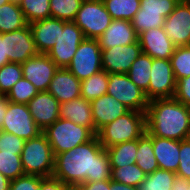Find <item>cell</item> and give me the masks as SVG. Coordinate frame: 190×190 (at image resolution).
I'll return each mask as SVG.
<instances>
[{
  "label": "cell",
  "instance_id": "obj_17",
  "mask_svg": "<svg viewBox=\"0 0 190 190\" xmlns=\"http://www.w3.org/2000/svg\"><path fill=\"white\" fill-rule=\"evenodd\" d=\"M138 41L143 53L157 59H170L176 48L163 27L142 32L138 35Z\"/></svg>",
  "mask_w": 190,
  "mask_h": 190
},
{
  "label": "cell",
  "instance_id": "obj_34",
  "mask_svg": "<svg viewBox=\"0 0 190 190\" xmlns=\"http://www.w3.org/2000/svg\"><path fill=\"white\" fill-rule=\"evenodd\" d=\"M0 173L10 181L25 175L21 154L0 151Z\"/></svg>",
  "mask_w": 190,
  "mask_h": 190
},
{
  "label": "cell",
  "instance_id": "obj_20",
  "mask_svg": "<svg viewBox=\"0 0 190 190\" xmlns=\"http://www.w3.org/2000/svg\"><path fill=\"white\" fill-rule=\"evenodd\" d=\"M33 41L39 53L47 52L55 45V40L63 29L64 21L49 17L29 24Z\"/></svg>",
  "mask_w": 190,
  "mask_h": 190
},
{
  "label": "cell",
  "instance_id": "obj_31",
  "mask_svg": "<svg viewBox=\"0 0 190 190\" xmlns=\"http://www.w3.org/2000/svg\"><path fill=\"white\" fill-rule=\"evenodd\" d=\"M18 3L28 24L51 17L50 0H19Z\"/></svg>",
  "mask_w": 190,
  "mask_h": 190
},
{
  "label": "cell",
  "instance_id": "obj_30",
  "mask_svg": "<svg viewBox=\"0 0 190 190\" xmlns=\"http://www.w3.org/2000/svg\"><path fill=\"white\" fill-rule=\"evenodd\" d=\"M176 173L163 169H156L146 175L145 179L137 187L138 190H172Z\"/></svg>",
  "mask_w": 190,
  "mask_h": 190
},
{
  "label": "cell",
  "instance_id": "obj_36",
  "mask_svg": "<svg viewBox=\"0 0 190 190\" xmlns=\"http://www.w3.org/2000/svg\"><path fill=\"white\" fill-rule=\"evenodd\" d=\"M170 62L176 81L190 76V46L176 47Z\"/></svg>",
  "mask_w": 190,
  "mask_h": 190
},
{
  "label": "cell",
  "instance_id": "obj_47",
  "mask_svg": "<svg viewBox=\"0 0 190 190\" xmlns=\"http://www.w3.org/2000/svg\"><path fill=\"white\" fill-rule=\"evenodd\" d=\"M189 184V180L176 176L175 181L172 185V190H188Z\"/></svg>",
  "mask_w": 190,
  "mask_h": 190
},
{
  "label": "cell",
  "instance_id": "obj_35",
  "mask_svg": "<svg viewBox=\"0 0 190 190\" xmlns=\"http://www.w3.org/2000/svg\"><path fill=\"white\" fill-rule=\"evenodd\" d=\"M38 93V89L29 80L22 77L14 84L6 98L12 103L28 104Z\"/></svg>",
  "mask_w": 190,
  "mask_h": 190
},
{
  "label": "cell",
  "instance_id": "obj_51",
  "mask_svg": "<svg viewBox=\"0 0 190 190\" xmlns=\"http://www.w3.org/2000/svg\"><path fill=\"white\" fill-rule=\"evenodd\" d=\"M10 180L0 173V190H9Z\"/></svg>",
  "mask_w": 190,
  "mask_h": 190
},
{
  "label": "cell",
  "instance_id": "obj_38",
  "mask_svg": "<svg viewBox=\"0 0 190 190\" xmlns=\"http://www.w3.org/2000/svg\"><path fill=\"white\" fill-rule=\"evenodd\" d=\"M180 0H140V14L162 15L166 18Z\"/></svg>",
  "mask_w": 190,
  "mask_h": 190
},
{
  "label": "cell",
  "instance_id": "obj_5",
  "mask_svg": "<svg viewBox=\"0 0 190 190\" xmlns=\"http://www.w3.org/2000/svg\"><path fill=\"white\" fill-rule=\"evenodd\" d=\"M55 156L46 136L25 140L21 153L22 167L25 174L52 177Z\"/></svg>",
  "mask_w": 190,
  "mask_h": 190
},
{
  "label": "cell",
  "instance_id": "obj_11",
  "mask_svg": "<svg viewBox=\"0 0 190 190\" xmlns=\"http://www.w3.org/2000/svg\"><path fill=\"white\" fill-rule=\"evenodd\" d=\"M176 82L170 59L153 58L146 97L149 101L174 98Z\"/></svg>",
  "mask_w": 190,
  "mask_h": 190
},
{
  "label": "cell",
  "instance_id": "obj_25",
  "mask_svg": "<svg viewBox=\"0 0 190 190\" xmlns=\"http://www.w3.org/2000/svg\"><path fill=\"white\" fill-rule=\"evenodd\" d=\"M138 139L123 142L106 148L111 168L123 167L128 164H136Z\"/></svg>",
  "mask_w": 190,
  "mask_h": 190
},
{
  "label": "cell",
  "instance_id": "obj_24",
  "mask_svg": "<svg viewBox=\"0 0 190 190\" xmlns=\"http://www.w3.org/2000/svg\"><path fill=\"white\" fill-rule=\"evenodd\" d=\"M27 25L18 2L11 0L0 6V34L13 32Z\"/></svg>",
  "mask_w": 190,
  "mask_h": 190
},
{
  "label": "cell",
  "instance_id": "obj_22",
  "mask_svg": "<svg viewBox=\"0 0 190 190\" xmlns=\"http://www.w3.org/2000/svg\"><path fill=\"white\" fill-rule=\"evenodd\" d=\"M152 145L159 169L177 172L180 141L152 136Z\"/></svg>",
  "mask_w": 190,
  "mask_h": 190
},
{
  "label": "cell",
  "instance_id": "obj_39",
  "mask_svg": "<svg viewBox=\"0 0 190 190\" xmlns=\"http://www.w3.org/2000/svg\"><path fill=\"white\" fill-rule=\"evenodd\" d=\"M165 18L162 15L140 14V9L131 20L137 35L152 28L163 27Z\"/></svg>",
  "mask_w": 190,
  "mask_h": 190
},
{
  "label": "cell",
  "instance_id": "obj_52",
  "mask_svg": "<svg viewBox=\"0 0 190 190\" xmlns=\"http://www.w3.org/2000/svg\"><path fill=\"white\" fill-rule=\"evenodd\" d=\"M9 1H11V0H0V6L8 3Z\"/></svg>",
  "mask_w": 190,
  "mask_h": 190
},
{
  "label": "cell",
  "instance_id": "obj_37",
  "mask_svg": "<svg viewBox=\"0 0 190 190\" xmlns=\"http://www.w3.org/2000/svg\"><path fill=\"white\" fill-rule=\"evenodd\" d=\"M22 77V67L19 63L9 62L0 67V94L7 95Z\"/></svg>",
  "mask_w": 190,
  "mask_h": 190
},
{
  "label": "cell",
  "instance_id": "obj_42",
  "mask_svg": "<svg viewBox=\"0 0 190 190\" xmlns=\"http://www.w3.org/2000/svg\"><path fill=\"white\" fill-rule=\"evenodd\" d=\"M40 176L25 174L10 181L9 190H39Z\"/></svg>",
  "mask_w": 190,
  "mask_h": 190
},
{
  "label": "cell",
  "instance_id": "obj_44",
  "mask_svg": "<svg viewBox=\"0 0 190 190\" xmlns=\"http://www.w3.org/2000/svg\"><path fill=\"white\" fill-rule=\"evenodd\" d=\"M63 182L52 177H41L39 190H62Z\"/></svg>",
  "mask_w": 190,
  "mask_h": 190
},
{
  "label": "cell",
  "instance_id": "obj_18",
  "mask_svg": "<svg viewBox=\"0 0 190 190\" xmlns=\"http://www.w3.org/2000/svg\"><path fill=\"white\" fill-rule=\"evenodd\" d=\"M91 106L96 135L106 124L130 110L126 105L107 93L91 101Z\"/></svg>",
  "mask_w": 190,
  "mask_h": 190
},
{
  "label": "cell",
  "instance_id": "obj_49",
  "mask_svg": "<svg viewBox=\"0 0 190 190\" xmlns=\"http://www.w3.org/2000/svg\"><path fill=\"white\" fill-rule=\"evenodd\" d=\"M110 189L111 190H138L137 187L118 183V182H115L111 179H110Z\"/></svg>",
  "mask_w": 190,
  "mask_h": 190
},
{
  "label": "cell",
  "instance_id": "obj_45",
  "mask_svg": "<svg viewBox=\"0 0 190 190\" xmlns=\"http://www.w3.org/2000/svg\"><path fill=\"white\" fill-rule=\"evenodd\" d=\"M85 190H111L110 180L84 183Z\"/></svg>",
  "mask_w": 190,
  "mask_h": 190
},
{
  "label": "cell",
  "instance_id": "obj_40",
  "mask_svg": "<svg viewBox=\"0 0 190 190\" xmlns=\"http://www.w3.org/2000/svg\"><path fill=\"white\" fill-rule=\"evenodd\" d=\"M25 140L0 130V151L21 154Z\"/></svg>",
  "mask_w": 190,
  "mask_h": 190
},
{
  "label": "cell",
  "instance_id": "obj_6",
  "mask_svg": "<svg viewBox=\"0 0 190 190\" xmlns=\"http://www.w3.org/2000/svg\"><path fill=\"white\" fill-rule=\"evenodd\" d=\"M103 0H84L74 22L85 38L98 39L112 22Z\"/></svg>",
  "mask_w": 190,
  "mask_h": 190
},
{
  "label": "cell",
  "instance_id": "obj_15",
  "mask_svg": "<svg viewBox=\"0 0 190 190\" xmlns=\"http://www.w3.org/2000/svg\"><path fill=\"white\" fill-rule=\"evenodd\" d=\"M23 77L29 80L39 92L47 91L58 69L47 54L39 53L21 64Z\"/></svg>",
  "mask_w": 190,
  "mask_h": 190
},
{
  "label": "cell",
  "instance_id": "obj_50",
  "mask_svg": "<svg viewBox=\"0 0 190 190\" xmlns=\"http://www.w3.org/2000/svg\"><path fill=\"white\" fill-rule=\"evenodd\" d=\"M62 190H85L84 184L79 183H63Z\"/></svg>",
  "mask_w": 190,
  "mask_h": 190
},
{
  "label": "cell",
  "instance_id": "obj_3",
  "mask_svg": "<svg viewBox=\"0 0 190 190\" xmlns=\"http://www.w3.org/2000/svg\"><path fill=\"white\" fill-rule=\"evenodd\" d=\"M145 131V113L129 110L121 117L102 127L98 131L97 136L100 144L106 149L113 145L139 139Z\"/></svg>",
  "mask_w": 190,
  "mask_h": 190
},
{
  "label": "cell",
  "instance_id": "obj_41",
  "mask_svg": "<svg viewBox=\"0 0 190 190\" xmlns=\"http://www.w3.org/2000/svg\"><path fill=\"white\" fill-rule=\"evenodd\" d=\"M176 175L190 181V141L188 139L180 141L179 166Z\"/></svg>",
  "mask_w": 190,
  "mask_h": 190
},
{
  "label": "cell",
  "instance_id": "obj_32",
  "mask_svg": "<svg viewBox=\"0 0 190 190\" xmlns=\"http://www.w3.org/2000/svg\"><path fill=\"white\" fill-rule=\"evenodd\" d=\"M111 170V180L133 187H138L146 177L143 170L136 164L111 168Z\"/></svg>",
  "mask_w": 190,
  "mask_h": 190
},
{
  "label": "cell",
  "instance_id": "obj_23",
  "mask_svg": "<svg viewBox=\"0 0 190 190\" xmlns=\"http://www.w3.org/2000/svg\"><path fill=\"white\" fill-rule=\"evenodd\" d=\"M60 118L89 127L95 133L91 102L79 97L60 104Z\"/></svg>",
  "mask_w": 190,
  "mask_h": 190
},
{
  "label": "cell",
  "instance_id": "obj_43",
  "mask_svg": "<svg viewBox=\"0 0 190 190\" xmlns=\"http://www.w3.org/2000/svg\"><path fill=\"white\" fill-rule=\"evenodd\" d=\"M174 98L190 107V76L177 80Z\"/></svg>",
  "mask_w": 190,
  "mask_h": 190
},
{
  "label": "cell",
  "instance_id": "obj_33",
  "mask_svg": "<svg viewBox=\"0 0 190 190\" xmlns=\"http://www.w3.org/2000/svg\"><path fill=\"white\" fill-rule=\"evenodd\" d=\"M84 0H50L51 17L63 21H74Z\"/></svg>",
  "mask_w": 190,
  "mask_h": 190
},
{
  "label": "cell",
  "instance_id": "obj_4",
  "mask_svg": "<svg viewBox=\"0 0 190 190\" xmlns=\"http://www.w3.org/2000/svg\"><path fill=\"white\" fill-rule=\"evenodd\" d=\"M42 133L50 143L54 156L92 140L96 134L89 128L59 118Z\"/></svg>",
  "mask_w": 190,
  "mask_h": 190
},
{
  "label": "cell",
  "instance_id": "obj_2",
  "mask_svg": "<svg viewBox=\"0 0 190 190\" xmlns=\"http://www.w3.org/2000/svg\"><path fill=\"white\" fill-rule=\"evenodd\" d=\"M146 131L160 138L186 140L190 133V107L175 98L149 101L146 110Z\"/></svg>",
  "mask_w": 190,
  "mask_h": 190
},
{
  "label": "cell",
  "instance_id": "obj_16",
  "mask_svg": "<svg viewBox=\"0 0 190 190\" xmlns=\"http://www.w3.org/2000/svg\"><path fill=\"white\" fill-rule=\"evenodd\" d=\"M36 125L43 131L60 118V103L48 91H41L27 104Z\"/></svg>",
  "mask_w": 190,
  "mask_h": 190
},
{
  "label": "cell",
  "instance_id": "obj_29",
  "mask_svg": "<svg viewBox=\"0 0 190 190\" xmlns=\"http://www.w3.org/2000/svg\"><path fill=\"white\" fill-rule=\"evenodd\" d=\"M103 2L114 20L131 21L140 9V0H103Z\"/></svg>",
  "mask_w": 190,
  "mask_h": 190
},
{
  "label": "cell",
  "instance_id": "obj_10",
  "mask_svg": "<svg viewBox=\"0 0 190 190\" xmlns=\"http://www.w3.org/2000/svg\"><path fill=\"white\" fill-rule=\"evenodd\" d=\"M0 130L14 134L24 140L35 138L42 133L32 118L27 104L10 101Z\"/></svg>",
  "mask_w": 190,
  "mask_h": 190
},
{
  "label": "cell",
  "instance_id": "obj_48",
  "mask_svg": "<svg viewBox=\"0 0 190 190\" xmlns=\"http://www.w3.org/2000/svg\"><path fill=\"white\" fill-rule=\"evenodd\" d=\"M8 99L6 95L0 94V128L4 122V116L6 114L7 106H8Z\"/></svg>",
  "mask_w": 190,
  "mask_h": 190
},
{
  "label": "cell",
  "instance_id": "obj_7",
  "mask_svg": "<svg viewBox=\"0 0 190 190\" xmlns=\"http://www.w3.org/2000/svg\"><path fill=\"white\" fill-rule=\"evenodd\" d=\"M107 94L116 98L130 110L146 113L149 100L145 92L130 80L128 74H108Z\"/></svg>",
  "mask_w": 190,
  "mask_h": 190
},
{
  "label": "cell",
  "instance_id": "obj_27",
  "mask_svg": "<svg viewBox=\"0 0 190 190\" xmlns=\"http://www.w3.org/2000/svg\"><path fill=\"white\" fill-rule=\"evenodd\" d=\"M153 58L145 53H140L138 58L132 63L127 73L130 80L144 92L149 87L150 72Z\"/></svg>",
  "mask_w": 190,
  "mask_h": 190
},
{
  "label": "cell",
  "instance_id": "obj_9",
  "mask_svg": "<svg viewBox=\"0 0 190 190\" xmlns=\"http://www.w3.org/2000/svg\"><path fill=\"white\" fill-rule=\"evenodd\" d=\"M85 39L82 30L74 21H64L63 29L55 40V45L47 52L58 68H67L79 44Z\"/></svg>",
  "mask_w": 190,
  "mask_h": 190
},
{
  "label": "cell",
  "instance_id": "obj_28",
  "mask_svg": "<svg viewBox=\"0 0 190 190\" xmlns=\"http://www.w3.org/2000/svg\"><path fill=\"white\" fill-rule=\"evenodd\" d=\"M108 73L104 70L81 81V97L87 101L101 97L107 93Z\"/></svg>",
  "mask_w": 190,
  "mask_h": 190
},
{
  "label": "cell",
  "instance_id": "obj_8",
  "mask_svg": "<svg viewBox=\"0 0 190 190\" xmlns=\"http://www.w3.org/2000/svg\"><path fill=\"white\" fill-rule=\"evenodd\" d=\"M67 69L80 81L102 69L101 48L97 39L85 38L77 48Z\"/></svg>",
  "mask_w": 190,
  "mask_h": 190
},
{
  "label": "cell",
  "instance_id": "obj_26",
  "mask_svg": "<svg viewBox=\"0 0 190 190\" xmlns=\"http://www.w3.org/2000/svg\"><path fill=\"white\" fill-rule=\"evenodd\" d=\"M136 165L139 166L146 175L159 169L157 159L153 152L152 135L147 131H145L138 139Z\"/></svg>",
  "mask_w": 190,
  "mask_h": 190
},
{
  "label": "cell",
  "instance_id": "obj_12",
  "mask_svg": "<svg viewBox=\"0 0 190 190\" xmlns=\"http://www.w3.org/2000/svg\"><path fill=\"white\" fill-rule=\"evenodd\" d=\"M163 29L176 47L190 46V3L180 0L165 18Z\"/></svg>",
  "mask_w": 190,
  "mask_h": 190
},
{
  "label": "cell",
  "instance_id": "obj_21",
  "mask_svg": "<svg viewBox=\"0 0 190 190\" xmlns=\"http://www.w3.org/2000/svg\"><path fill=\"white\" fill-rule=\"evenodd\" d=\"M101 50L129 45L138 41V35L129 20H112L109 27L97 39Z\"/></svg>",
  "mask_w": 190,
  "mask_h": 190
},
{
  "label": "cell",
  "instance_id": "obj_13",
  "mask_svg": "<svg viewBox=\"0 0 190 190\" xmlns=\"http://www.w3.org/2000/svg\"><path fill=\"white\" fill-rule=\"evenodd\" d=\"M142 53L139 41L129 45L115 46L101 50L102 69L108 74H127L132 63Z\"/></svg>",
  "mask_w": 190,
  "mask_h": 190
},
{
  "label": "cell",
  "instance_id": "obj_19",
  "mask_svg": "<svg viewBox=\"0 0 190 190\" xmlns=\"http://www.w3.org/2000/svg\"><path fill=\"white\" fill-rule=\"evenodd\" d=\"M81 81L67 68H58L50 82L48 92L60 104L81 97Z\"/></svg>",
  "mask_w": 190,
  "mask_h": 190
},
{
  "label": "cell",
  "instance_id": "obj_14",
  "mask_svg": "<svg viewBox=\"0 0 190 190\" xmlns=\"http://www.w3.org/2000/svg\"><path fill=\"white\" fill-rule=\"evenodd\" d=\"M5 54L10 62L19 64L39 54L29 24L13 32L5 33Z\"/></svg>",
  "mask_w": 190,
  "mask_h": 190
},
{
  "label": "cell",
  "instance_id": "obj_46",
  "mask_svg": "<svg viewBox=\"0 0 190 190\" xmlns=\"http://www.w3.org/2000/svg\"><path fill=\"white\" fill-rule=\"evenodd\" d=\"M9 58L5 54V33L0 34V67L9 63Z\"/></svg>",
  "mask_w": 190,
  "mask_h": 190
},
{
  "label": "cell",
  "instance_id": "obj_1",
  "mask_svg": "<svg viewBox=\"0 0 190 190\" xmlns=\"http://www.w3.org/2000/svg\"><path fill=\"white\" fill-rule=\"evenodd\" d=\"M106 149L96 135L92 140L55 155L52 176L63 183H89L111 179Z\"/></svg>",
  "mask_w": 190,
  "mask_h": 190
}]
</instances>
